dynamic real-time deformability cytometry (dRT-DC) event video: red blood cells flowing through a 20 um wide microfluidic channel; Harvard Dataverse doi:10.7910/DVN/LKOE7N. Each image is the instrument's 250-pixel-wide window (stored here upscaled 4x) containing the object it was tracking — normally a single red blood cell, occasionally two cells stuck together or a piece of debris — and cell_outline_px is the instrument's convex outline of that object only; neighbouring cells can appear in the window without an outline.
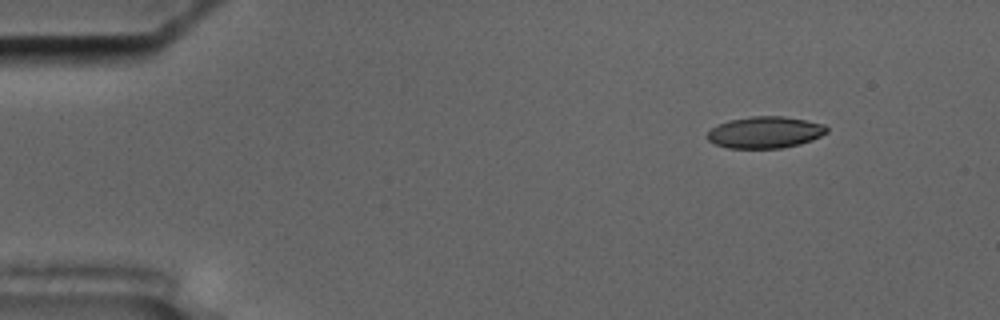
{"species": "common noctule bat (a hibernating species)", "species_latin": "Nyctalus noctula", "temperature_condition": "cold", "stored_images_in_passage": 57, "camera_frame_rate_fps": 3000, "um_per_image_px": 0.085, "animal": {"sex": "male", "body_mass_g": 17.5, "forearm_length_mm": 52.3}, "frame": {"image": 1, "passage_image": 7, "time_ms": 2.0, "image_size_px": [1000, 320], "cell_outline_px": [[828, 132], [812, 140], [800, 144], [780, 148], [728, 148], [716, 144], [708, 140], [708, 132], [716, 124], [728, 120], [752, 116], [784, 116], [824, 124], [828, 128]], "centroid_in_image_um": [65.03, 11.24], "position_along_channel_um": 20.0, "area_um2": 22.02}}
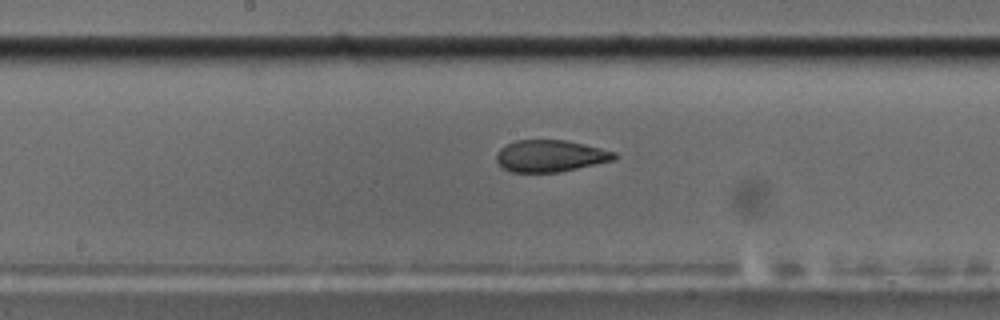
{"frame": {"image": 2, "passage_image": 30, "time_ms": 9.667, "image_size_px": [1000, 320], "cell_outline_px": [[620, 156], [612, 160], [576, 168], [556, 172], [512, 172], [504, 168], [496, 160], [496, 152], [500, 148], [516, 140], [564, 140], [584, 144], [616, 152]], "centroid_in_image_um": [46.76, 13.24], "position_along_channel_um": 201.4, "area_um2": 21.62}}
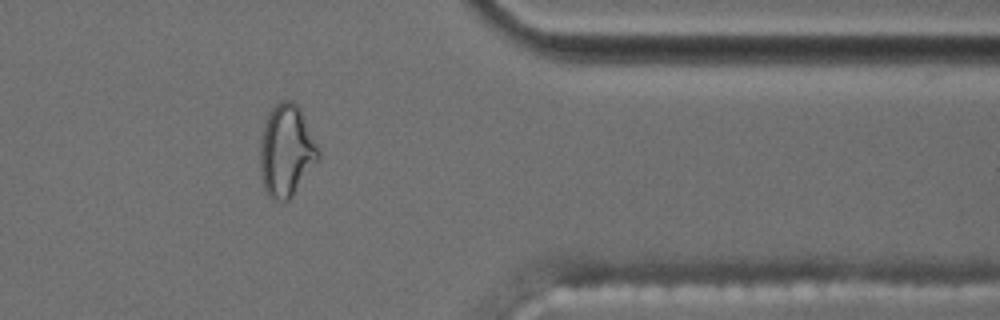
{"frame": {"image": 3, "passage_image": 47, "time_ms": 15.333, "image_size_px": [1000, 320], "cell_outline_px": [[320, 160], [292, 196], [288, 200], [272, 200], [268, 196], [264, 188], [260, 172], [260, 140], [264, 120], [268, 112], [280, 100], [292, 100], [300, 108], [320, 148]], "centroid_in_image_um": [24.35, 12.8], "position_along_channel_um": 387.0, "area_um2": 31.85}, "authors_computed_cell_mechanics": {"area_um2": 23.12, "velocity_mm_per_s": 3.5322, "shape_relaxation_time_tau1_ms": null, "shape_relaxation_time_tau2_ms": 2.084, "deformation_change_tau1": null, "deformation_change_tau2": 0.0927}}